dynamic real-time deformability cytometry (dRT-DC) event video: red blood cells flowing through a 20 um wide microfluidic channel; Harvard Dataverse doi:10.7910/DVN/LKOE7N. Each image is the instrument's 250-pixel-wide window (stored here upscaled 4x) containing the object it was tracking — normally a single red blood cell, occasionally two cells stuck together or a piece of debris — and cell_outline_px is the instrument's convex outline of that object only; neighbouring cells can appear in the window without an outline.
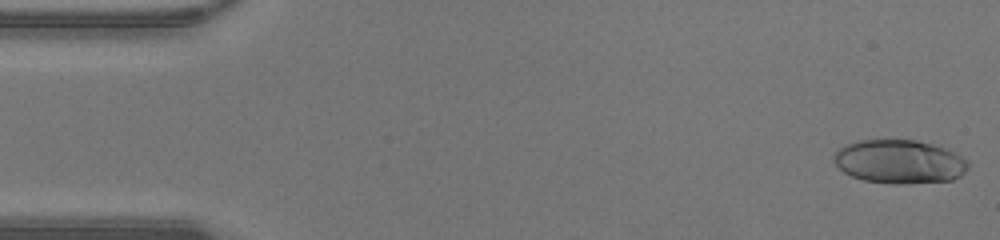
{"species": "human", "species_latin": "Homo sapiens", "temperature_condition": "warm", "stored_images_in_passage": 46, "camera_frame_rate_fps": 3000, "um_per_image_px": 0.085, "donor": {"sex": "male"}, "frame": {"image": 1, "passage_image": 1, "time_ms": 0.0, "image_size_px": [1000, 240], "cell_outline_px": [[968, 168], [960, 176], [952, 180], [900, 184], [896, 184], [864, 180], [852, 176], [844, 172], [832, 160], [832, 156], [844, 144], [856, 140], [916, 140], [932, 144], [956, 152], [968, 164]], "centroid_in_image_um": [76.42, 13.73], "position_along_channel_um": 8.6, "area_um2": 34.1}}
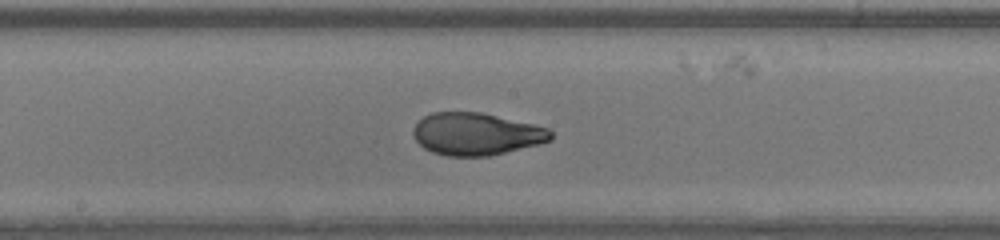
{"frame": {"image": 2, "passage_image": 24, "time_ms": 7.667, "image_size_px": [1000, 240], "cell_outline_px": [[552, 140], [540, 144], [488, 156], [448, 156], [432, 152], [424, 148], [416, 140], [412, 132], [412, 128], [424, 116], [432, 112], [480, 112], [536, 124], [548, 128], [552, 132]], "centroid_in_image_um": [40.5, 11.38], "position_along_channel_um": 207.7, "area_um2": 34.04}}
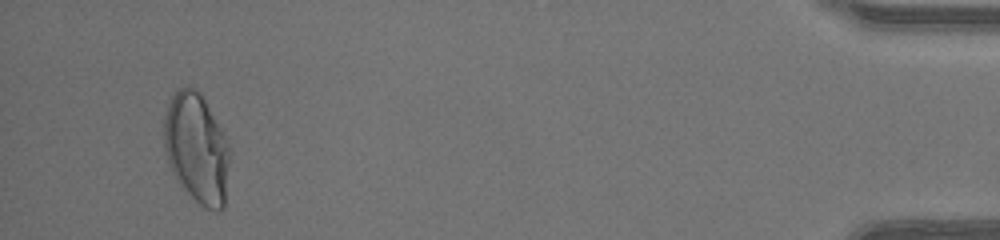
{"frame": {"image": 3, "passage_image": 44, "time_ms": 14.333, "image_size_px": [1000, 240], "cell_outline_px": [[228, 164], [224, 208], [216, 212], [200, 204], [176, 180], [168, 164], [164, 148], [164, 116], [168, 104], [172, 96], [180, 88], [188, 84], [196, 88], [200, 92], [220, 128], [228, 144]], "centroid_in_image_um": [16.68, 12.58], "position_along_channel_um": 418.5, "area_um2": 41.62}, "authors_computed_cell_mechanics": {"area_um2": 34.4488, "velocity_mm_per_s": 4.4132, "shape_relaxation_time_tau1_ms": 7.8117, "shape_relaxation_time_tau2_ms": null, "deformation_change_tau1": 0.3129, "deformation_change_tau2": null}}